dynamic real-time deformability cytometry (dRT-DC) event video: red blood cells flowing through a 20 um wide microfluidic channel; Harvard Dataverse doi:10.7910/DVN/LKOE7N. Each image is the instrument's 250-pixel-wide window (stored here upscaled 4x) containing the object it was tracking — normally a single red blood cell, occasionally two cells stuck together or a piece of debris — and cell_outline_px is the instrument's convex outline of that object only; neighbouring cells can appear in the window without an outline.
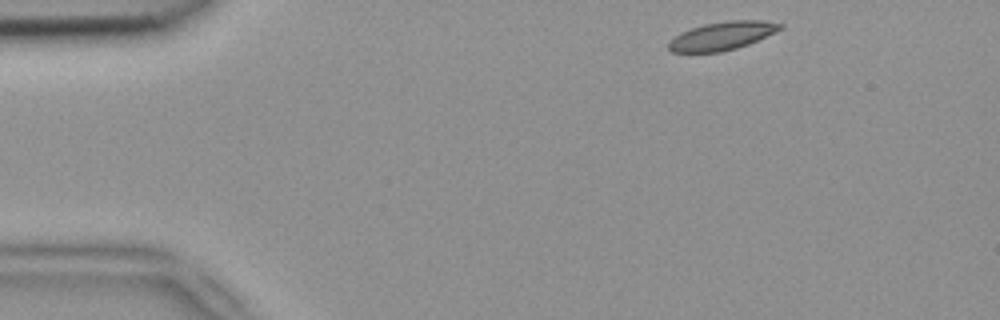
{"species": "common noctule bat (a hibernating species)", "species_latin": "Nyctalus noctula", "temperature_condition": "room temperature", "stored_images_in_passage": 3, "camera_frame_rate_fps": 3000, "um_per_image_px": 0.085, "animal": {"sex": "female", "body_mass_g": 18.4}, "frame": {"image": 1, "passage_image": 1, "time_ms": 0.0, "image_size_px": [1000, 320], "cell_outline_px": [[784, 28], [748, 44], [736, 48], [720, 52], [672, 52], [668, 48], [668, 44], [680, 32], [704, 24], [728, 20], [760, 20], [784, 24]], "centroid_in_image_um": [61.4, 3.04], "position_along_channel_um": 23.6, "area_um2": 18.21}}